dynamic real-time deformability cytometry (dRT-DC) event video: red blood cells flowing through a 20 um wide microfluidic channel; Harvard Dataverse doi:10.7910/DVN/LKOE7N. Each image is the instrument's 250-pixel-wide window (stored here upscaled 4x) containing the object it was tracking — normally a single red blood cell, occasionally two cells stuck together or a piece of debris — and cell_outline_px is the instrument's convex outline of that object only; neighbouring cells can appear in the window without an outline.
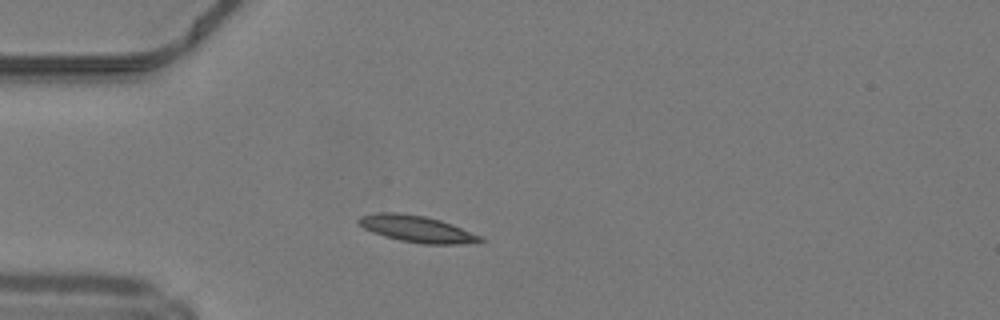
{"species": "common noctule bat (a hibernating species)", "species_latin": "Nyctalus noctula", "temperature_condition": "warm", "stored_images_in_passage": 36, "camera_frame_rate_fps": 3000, "um_per_image_px": 0.085, "animal": {"sex": "male", "body_mass_g": 19.2, "forearm_length_mm": 51.8}, "frame": {"image": 1, "passage_image": 1, "time_ms": 0.0, "image_size_px": [1000, 320], "cell_outline_px": [[484, 240], [480, 244], [424, 244], [400, 240], [384, 236], [372, 232], [364, 228], [356, 220], [360, 216], [376, 212], [400, 212], [424, 216], [440, 220], [452, 224], [480, 236]], "centroid_in_image_um": [35.44, 19.46], "position_along_channel_um": 49.6, "area_um2": 18.96}}
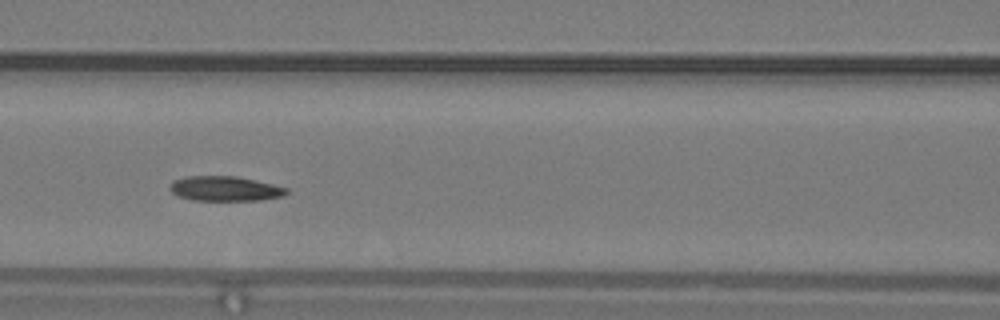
{"frame": {"image": 2, "passage_image": 9, "time_ms": 2.667, "image_size_px": [1000, 320], "cell_outline_px": [[288, 192], [284, 196], [260, 200], [192, 200], [176, 196], [168, 188], [168, 184], [172, 180], [188, 176], [236, 176], [272, 184], [288, 188]], "centroid_in_image_um": [19.07, 16.03], "position_along_channel_um": 147.5, "area_um2": 16.99}}
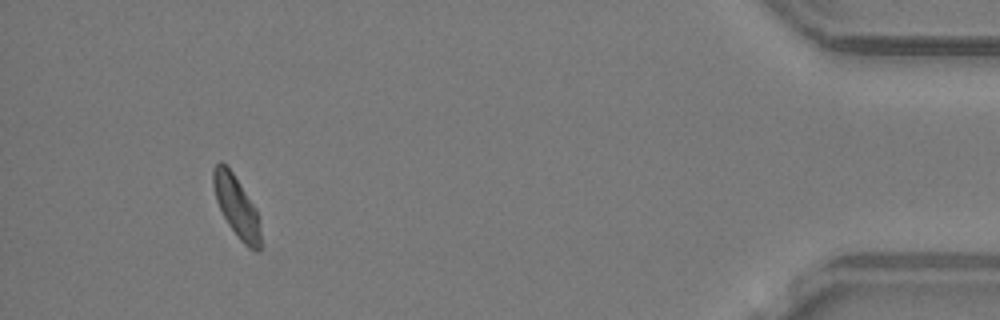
{"frame": {"image": 3, "passage_image": 33, "time_ms": 10.667, "image_size_px": [1000, 320], "cell_outline_px": [[260, 252], [256, 252], [248, 248], [240, 240], [228, 224], [216, 200], [212, 184], [212, 168], [220, 160], [232, 172], [256, 208], [260, 220]], "centroid_in_image_um": [20.11, 17.57], "position_along_channel_um": 415.1, "area_um2": 16.88}, "authors_computed_cell_mechanics": {"area_um2": 17.34, "velocity_mm_per_s": 4.188, "shape_relaxation_time_tau1_ms": 5.7696, "shape_relaxation_time_tau2_ms": null, "deformation_change_tau1": 0.1548, "deformation_change_tau2": null}}